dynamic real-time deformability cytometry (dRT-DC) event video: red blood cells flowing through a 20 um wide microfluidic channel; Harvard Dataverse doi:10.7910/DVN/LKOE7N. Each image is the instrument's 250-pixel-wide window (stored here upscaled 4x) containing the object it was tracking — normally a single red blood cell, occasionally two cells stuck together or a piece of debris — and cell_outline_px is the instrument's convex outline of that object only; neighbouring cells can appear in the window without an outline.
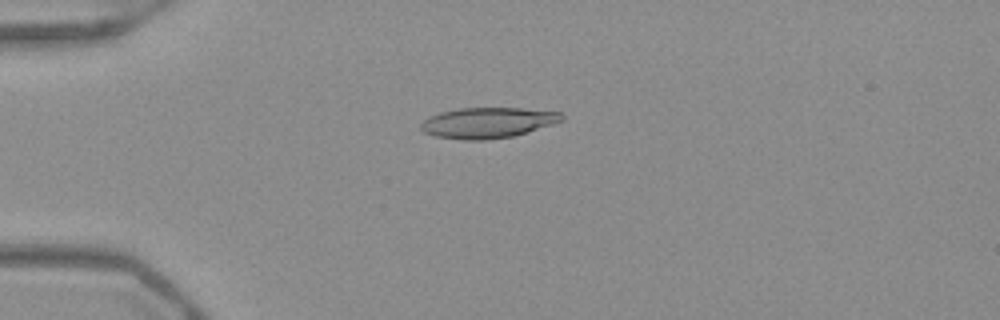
{"species": "Egyptian fruit bat (a non-hibernating species)", "species_latin": "Rousettus aegyptiacus", "temperature_condition": "warm", "stored_images_in_passage": 53, "camera_frame_rate_fps": 3000, "um_per_image_px": 0.085, "frame": {"image": 1, "passage_image": 14, "time_ms": 4.333, "image_size_px": [1000, 320], "cell_outline_px": [[564, 120], [552, 124], [512, 136], [484, 140], [464, 140], [436, 136], [424, 132], [420, 128], [420, 124], [428, 116], [440, 112], [460, 108], [524, 108], [560, 112], [564, 116]], "centroid_in_image_um": [41.44, 10.42], "position_along_channel_um": 43.6, "area_um2": 25.03}}
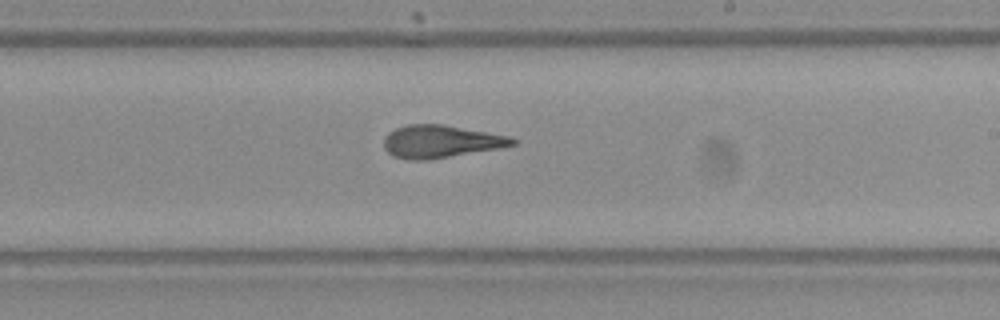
{"frame": {"image": 2, "passage_image": 32, "time_ms": 10.333, "image_size_px": [1000, 320], "cell_outline_px": [[516, 144], [500, 148], [432, 160], [408, 160], [392, 156], [384, 148], [384, 136], [388, 132], [396, 128], [408, 124], [444, 124], [508, 136], [516, 140]], "centroid_in_image_um": [37.43, 12.04], "position_along_channel_um": 251.6, "area_um2": 24.68}}
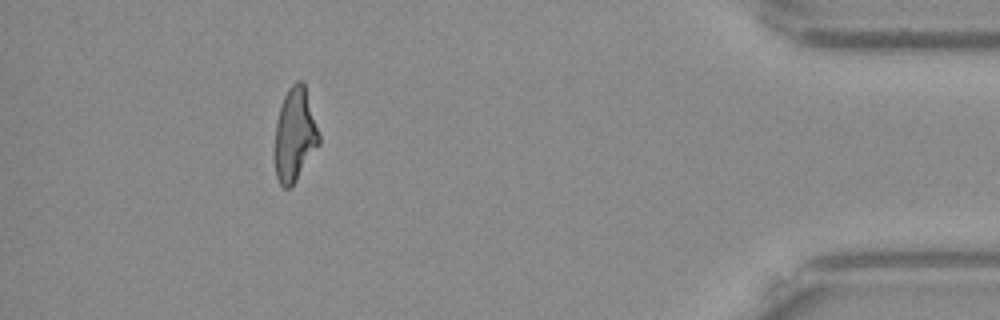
{"frame": {"image": 3, "passage_image": 48, "time_ms": 15.667, "image_size_px": [1000, 320], "cell_outline_px": [[320, 144], [292, 188], [284, 188], [280, 184], [276, 176], [276, 120], [280, 104], [288, 88], [296, 80], [300, 80], [304, 84], [320, 136]], "centroid_in_image_um": [25.07, 11.48], "position_along_channel_um": 410.1, "area_um2": 23.99}, "authors_computed_cell_mechanics": {"area_um2": 24.854, "velocity_mm_per_s": 3.9353, "shape_relaxation_time_tau1_ms": null, "shape_relaxation_time_tau2_ms": 1.9672, "deformation_change_tau1": null, "deformation_change_tau2": 0.1252}}